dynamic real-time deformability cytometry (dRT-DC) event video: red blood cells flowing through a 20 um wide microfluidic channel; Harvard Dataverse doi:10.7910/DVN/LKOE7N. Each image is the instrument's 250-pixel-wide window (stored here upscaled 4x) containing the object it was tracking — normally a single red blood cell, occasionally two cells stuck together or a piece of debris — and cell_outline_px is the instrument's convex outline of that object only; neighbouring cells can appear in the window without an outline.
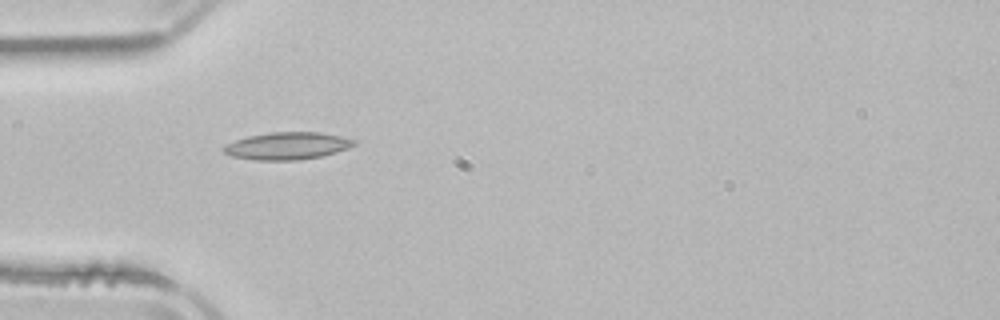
{"species": "common noctule bat (a hibernating species)", "species_latin": "Nyctalus noctula", "temperature_condition": "room temperature", "stored_images_in_passage": 3, "camera_frame_rate_fps": 3000, "um_per_image_px": 0.085, "animal": {"sex": "male", "body_mass_g": 21.5, "forearm_length_mm": 52.0}, "frame": {"image": 1, "passage_image": 3, "time_ms": 3.667, "image_size_px": [1000, 320], "cell_outline_px": [[356, 144], [348, 148], [336, 152], [320, 156], [300, 160], [252, 160], [232, 156], [224, 152], [220, 148], [236, 140], [248, 136], [268, 132], [320, 132], [340, 136], [356, 140]], "centroid_in_image_um": [24.41, 12.4], "position_along_channel_um": 60.6, "area_um2": 20.75}}